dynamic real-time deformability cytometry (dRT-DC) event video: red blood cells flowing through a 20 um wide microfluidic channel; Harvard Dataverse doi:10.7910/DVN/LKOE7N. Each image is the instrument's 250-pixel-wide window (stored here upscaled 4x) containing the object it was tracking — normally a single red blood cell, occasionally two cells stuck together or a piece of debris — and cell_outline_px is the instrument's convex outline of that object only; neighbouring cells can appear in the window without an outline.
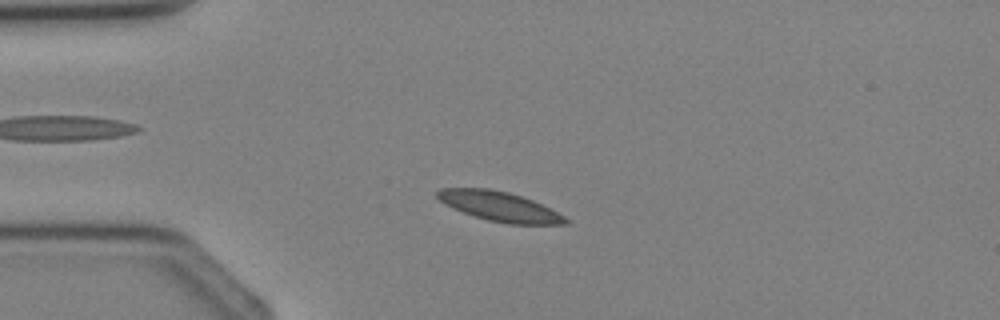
{"species": "Egyptian fruit bat (a non-hibernating species)", "species_latin": "Rousettus aegyptiacus", "temperature_condition": "cold", "stored_images_in_passage": 4, "camera_frame_rate_fps": 3000, "um_per_image_px": 0.085, "animal": {"sex": "female"}, "frame": {"image": 1, "passage_image": 4, "time_ms": 3.333, "image_size_px": [1000, 320], "cell_outline_px": [[568, 224], [508, 224], [488, 220], [452, 208], [444, 204], [436, 196], [436, 192], [440, 188], [488, 188], [508, 192], [532, 200], [564, 216], [568, 220]], "centroid_in_image_um": [42.42, 17.54], "position_along_channel_um": 42.6, "area_um2": 21.79}}